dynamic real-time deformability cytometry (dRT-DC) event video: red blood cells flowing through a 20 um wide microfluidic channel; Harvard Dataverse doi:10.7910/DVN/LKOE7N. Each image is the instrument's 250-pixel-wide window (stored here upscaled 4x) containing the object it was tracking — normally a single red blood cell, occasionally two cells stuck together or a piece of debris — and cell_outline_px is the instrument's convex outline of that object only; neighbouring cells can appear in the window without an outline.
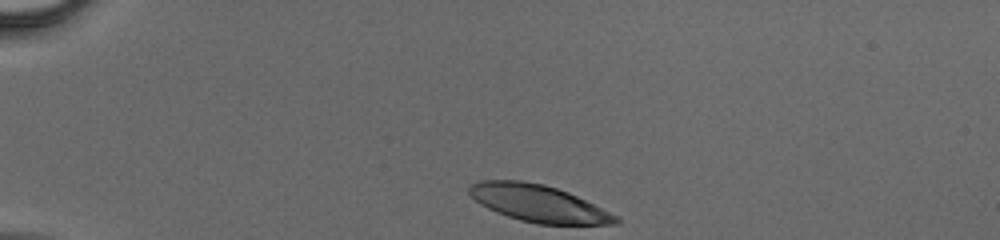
{"species": "human", "species_latin": "Homo sapiens", "temperature_condition": "cold", "stored_images_in_passage": 16, "camera_frame_rate_fps": 3000, "um_per_image_px": 0.085, "donor": {"sex": "male"}, "frame": {"image": 1, "passage_image": 1, "time_ms": 0.0, "image_size_px": [1000, 240], "cell_outline_px": [[620, 224], [536, 224], [520, 220], [496, 212], [480, 204], [468, 192], [468, 188], [472, 184], [480, 180], [520, 180], [544, 184], [568, 192], [620, 216]], "centroid_in_image_um": [45.8, 17.29], "position_along_channel_um": 39.2, "area_um2": 31.56}}
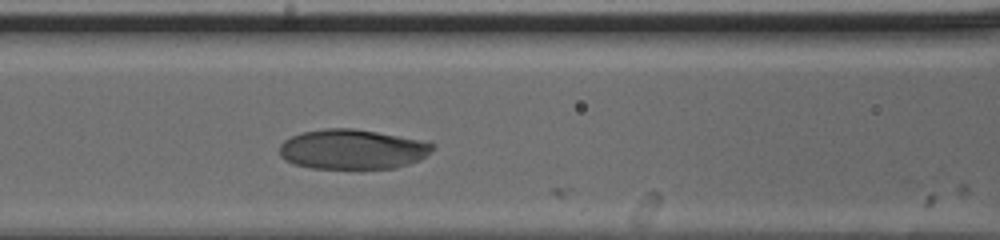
{"frame": {"image": 2, "passage_image": 12, "time_ms": 3.667, "image_size_px": [1000, 240], "cell_outline_px": [[436, 144], [420, 160], [396, 168], [308, 168], [284, 160], [280, 156], [280, 144], [284, 140], [300, 132], [324, 128], [352, 128], [376, 132]], "centroid_in_image_um": [29.88, 12.69], "position_along_channel_um": 136.7, "area_um2": 35.2}}